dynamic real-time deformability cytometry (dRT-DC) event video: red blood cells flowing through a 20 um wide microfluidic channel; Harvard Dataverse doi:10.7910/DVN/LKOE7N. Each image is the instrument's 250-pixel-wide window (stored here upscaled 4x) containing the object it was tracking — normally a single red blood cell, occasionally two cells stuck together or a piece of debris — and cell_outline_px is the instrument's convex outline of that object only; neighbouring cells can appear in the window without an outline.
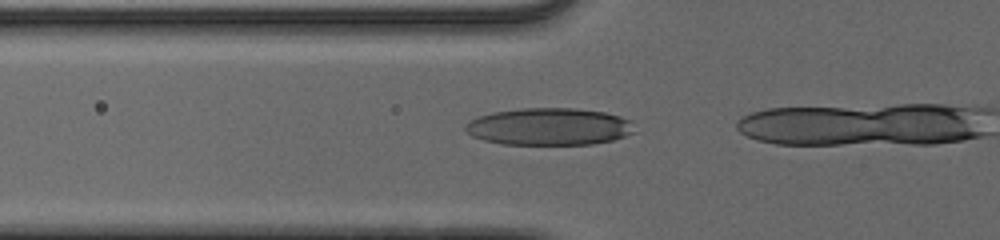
{"species": "human", "species_latin": "Homo sapiens", "temperature_condition": "cold", "stored_images_in_passage": 19, "camera_frame_rate_fps": 3000, "um_per_image_px": 0.085, "donor": {"sex": "male"}, "frame": {"image": 1, "passage_image": 17, "time_ms": 5.333, "image_size_px": [1000, 240], "cell_outline_px": [[632, 132], [624, 136], [612, 140], [592, 144], [504, 144], [484, 140], [472, 136], [464, 128], [464, 124], [468, 120], [492, 112], [520, 108], [576, 108], [604, 112], [620, 116], [632, 120]], "centroid_in_image_um": [46.64, 10.75], "position_along_channel_um": 79.2, "area_um2": 36.65}}